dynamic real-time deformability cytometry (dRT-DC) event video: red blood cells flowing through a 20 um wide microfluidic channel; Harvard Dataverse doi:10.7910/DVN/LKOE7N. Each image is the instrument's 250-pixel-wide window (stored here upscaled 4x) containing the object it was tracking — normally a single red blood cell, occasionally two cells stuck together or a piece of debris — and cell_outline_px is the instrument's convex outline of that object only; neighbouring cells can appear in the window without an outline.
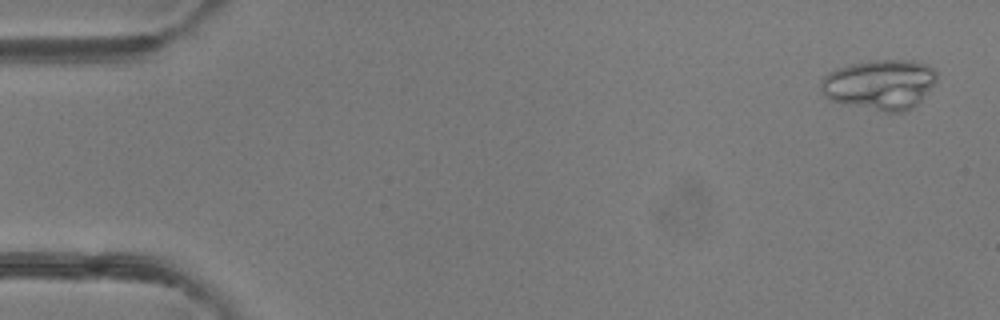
{"species": "common noctule bat (a hibernating species)", "species_latin": "Nyctalus noctula", "temperature_condition": "room temperature", "stored_images_in_passage": 49, "camera_frame_rate_fps": 3000, "um_per_image_px": 0.085, "animal": {"sex": "female"}, "frame": {"image": 1, "passage_image": 2, "time_ms": 0.333, "image_size_px": [1000, 320], "cell_outline_px": [[936, 80], [920, 100], [912, 108], [904, 112], [884, 112], [832, 100], [824, 96], [820, 88], [820, 80], [828, 72], [836, 68], [868, 60], [912, 60], [928, 64], [936, 72]], "centroid_in_image_um": [74.77, 7.17], "position_along_channel_um": 10.2, "area_um2": 33.7}}
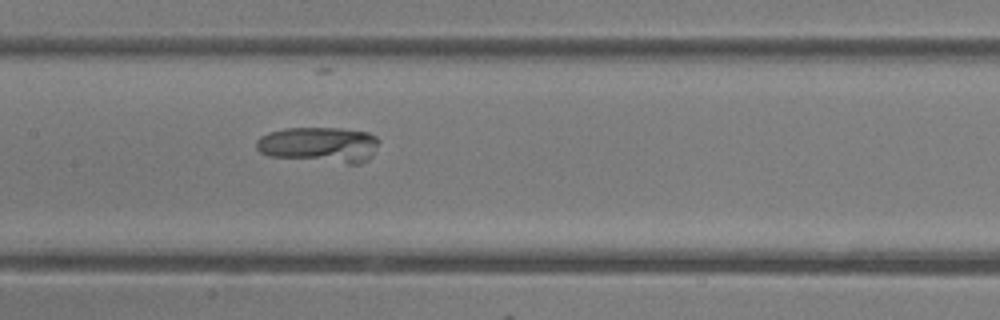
{"frame": {"image": 2, "passage_image": 24, "time_ms": 7.667, "image_size_px": [1000, 320], "cell_outline_px": [[380, 140], [372, 156], [368, 160], [360, 164], [348, 164], [268, 156], [260, 152], [256, 148], [256, 140], [260, 136], [268, 132], [284, 128], [340, 128], [368, 132], [376, 136]], "centroid_in_image_um": [27.14, 12.3], "position_along_channel_um": 180.3, "area_um2": 25.84}}
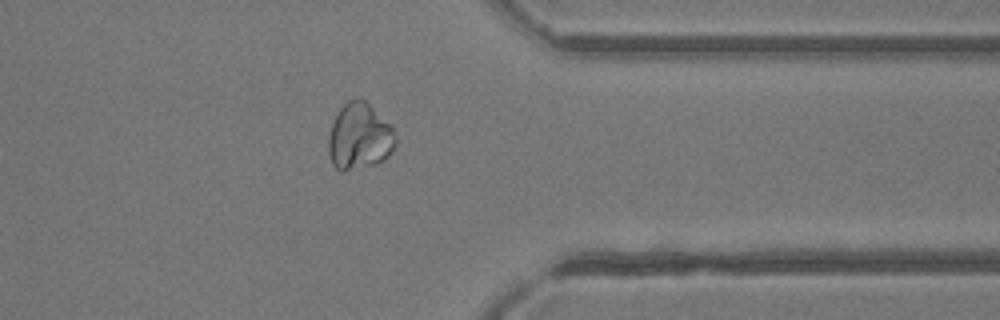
{"frame": {"image": 3, "passage_image": 39, "time_ms": 12.667, "image_size_px": [1000, 320], "cell_outline_px": [[396, 144], [392, 152], [384, 160], [376, 164], [344, 172], [340, 172], [332, 164], [328, 152], [328, 136], [332, 120], [340, 108], [348, 100], [364, 100], [392, 124], [396, 136]], "centroid_in_image_um": [30.56, 11.64], "position_along_channel_um": 380.8, "area_um2": 26.47}}